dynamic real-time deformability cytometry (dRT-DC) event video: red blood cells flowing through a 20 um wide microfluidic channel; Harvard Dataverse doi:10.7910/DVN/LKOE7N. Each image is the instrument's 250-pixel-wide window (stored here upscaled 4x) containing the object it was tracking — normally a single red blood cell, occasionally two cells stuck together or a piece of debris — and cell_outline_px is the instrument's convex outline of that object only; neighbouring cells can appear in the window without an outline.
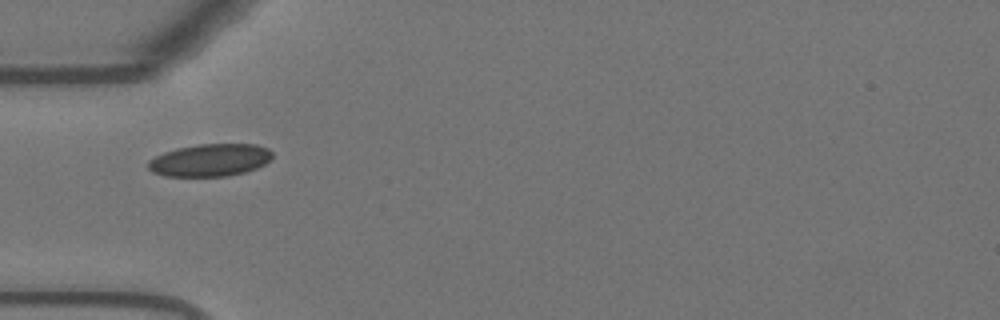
{"species": "Egyptian fruit bat (a non-hibernating species)", "species_latin": "Rousettus aegyptiacus", "temperature_condition": "warm", "stored_images_in_passage": 32, "camera_frame_rate_fps": 3000, "um_per_image_px": 0.085, "animal": {"sex": "female"}, "frame": {"image": 1, "passage_image": 1, "time_ms": 0.0, "image_size_px": [1000, 320], "cell_outline_px": [[272, 160], [256, 168], [244, 172], [228, 176], [164, 176], [152, 172], [148, 168], [148, 160], [164, 152], [176, 148], [200, 144], [256, 144], [268, 148], [272, 152]], "centroid_in_image_um": [17.86, 13.61], "position_along_channel_um": 67.1, "area_um2": 23.58}}
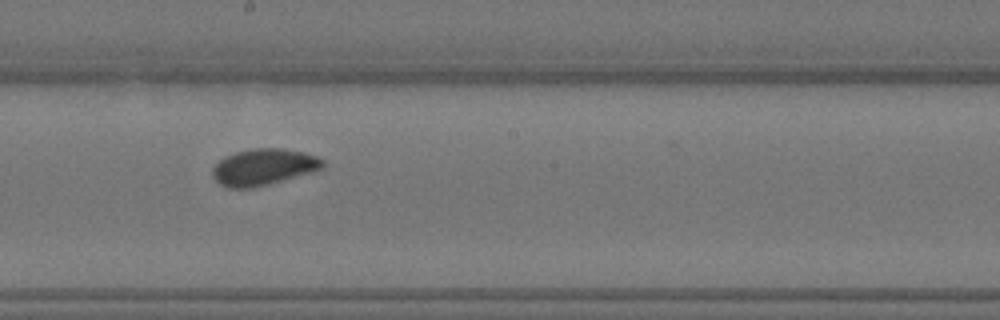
{"frame": {"image": 2, "passage_image": 14, "time_ms": 4.333, "image_size_px": [1000, 320], "cell_outline_px": [[324, 168], [312, 172], [268, 184], [252, 188], [228, 188], [220, 184], [212, 176], [212, 168], [224, 156], [236, 152], [256, 148], [284, 148], [304, 152], [316, 156], [324, 160]], "centroid_in_image_um": [22.41, 14.19], "position_along_channel_um": 225.8, "area_um2": 23.41}}
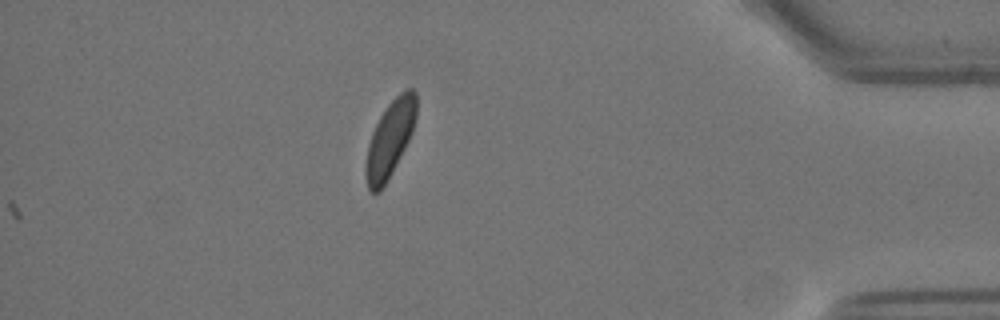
{"frame": {"image": 3, "passage_image": 32, "time_ms": 10.333, "image_size_px": [1000, 320], "cell_outline_px": [[416, 116], [412, 132], [404, 148], [380, 192], [372, 192], [368, 188], [364, 176], [364, 168], [368, 144], [372, 132], [380, 116], [388, 104], [404, 88], [412, 88], [416, 92]], "centroid_in_image_um": [33.12, 11.79], "position_along_channel_um": 402.1, "area_um2": 22.2}, "authors_computed_cell_mechanics": {"area_um2": 23.2356, "velocity_mm_per_s": 3.6459, "shape_relaxation_time_tau1_ms": 2.89, "shape_relaxation_time_tau2_ms": 1.1931, "deformation_change_tau1": 0.0781, "deformation_change_tau2": 0.0369}}